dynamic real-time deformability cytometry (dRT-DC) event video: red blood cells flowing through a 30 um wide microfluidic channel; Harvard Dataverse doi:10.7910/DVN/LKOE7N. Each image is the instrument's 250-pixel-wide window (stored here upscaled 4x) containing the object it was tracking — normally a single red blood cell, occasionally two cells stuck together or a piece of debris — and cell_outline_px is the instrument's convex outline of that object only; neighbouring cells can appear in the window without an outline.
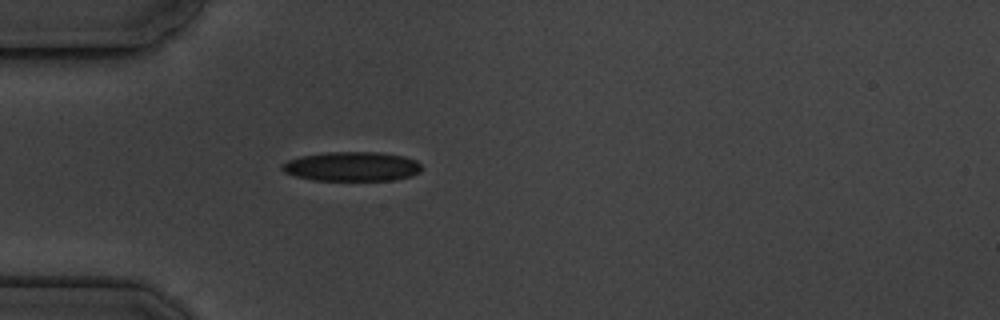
{"species": "common noctule bat (a hibernating species)", "species_latin": "Nyctalus noctula", "temperature_condition": "cold", "stored_images_in_passage": 4, "camera_frame_rate_fps": 3000, "um_per_image_px": 0.085, "animal": {"sex": "male", "body_mass_g": 19.5, "forearm_length_mm": 54.6}, "frame": {"image": 1, "passage_image": 4, "time_ms": 3.333, "image_size_px": [1000, 320], "cell_outline_px": [[420, 172], [412, 176], [392, 180], [312, 180], [296, 176], [284, 172], [280, 168], [280, 164], [288, 160], [300, 156], [328, 152], [376, 152], [404, 156], [416, 160], [420, 164]], "centroid_in_image_um": [29.89, 14.15], "position_along_channel_um": 55.1, "area_um2": 23.93}}